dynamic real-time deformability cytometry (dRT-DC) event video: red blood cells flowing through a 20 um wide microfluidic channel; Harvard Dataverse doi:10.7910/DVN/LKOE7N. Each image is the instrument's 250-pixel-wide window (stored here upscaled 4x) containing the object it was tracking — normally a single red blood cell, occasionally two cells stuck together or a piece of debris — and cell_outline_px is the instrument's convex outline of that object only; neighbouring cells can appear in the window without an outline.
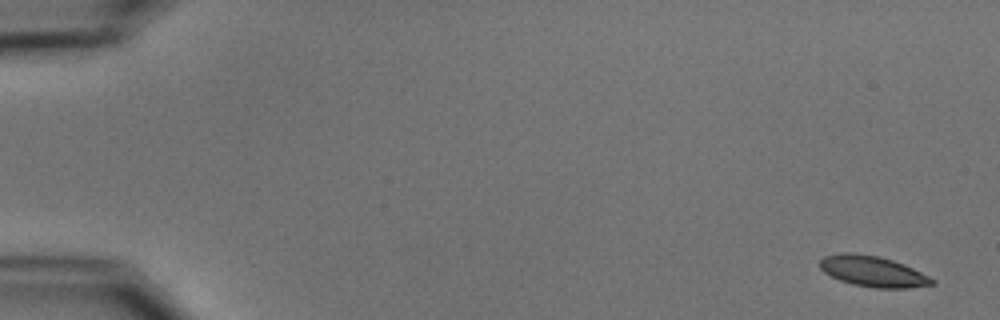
{"species": "common noctule bat (a hibernating species)", "species_latin": "Nyctalus noctula", "temperature_condition": "cold", "stored_images_in_passage": 6, "camera_frame_rate_fps": 3000, "um_per_image_px": 0.085, "animal": {"sex": "male", "body_mass_g": 15.6}, "frame": {"image": 1, "passage_image": 1, "time_ms": 0.0, "image_size_px": [1000, 320], "cell_outline_px": [[936, 284], [908, 288], [872, 288], [852, 284], [840, 280], [824, 272], [820, 268], [820, 260], [824, 256], [840, 252], [852, 252], [880, 256], [904, 264], [936, 280]], "centroid_in_image_um": [74.19, 23.06], "position_along_channel_um": 10.8, "area_um2": 20.23}}